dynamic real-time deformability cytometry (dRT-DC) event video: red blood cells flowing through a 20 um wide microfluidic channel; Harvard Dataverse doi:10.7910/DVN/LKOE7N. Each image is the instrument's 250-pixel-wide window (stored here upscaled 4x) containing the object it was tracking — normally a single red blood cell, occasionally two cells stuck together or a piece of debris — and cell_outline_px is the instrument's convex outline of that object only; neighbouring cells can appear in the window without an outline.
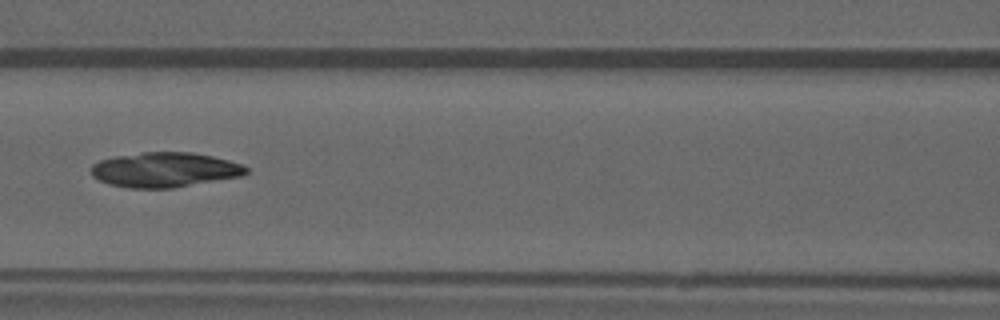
{"species": "common noctule bat (a hibernating species)", "species_latin": "Nyctalus noctula", "temperature_condition": "warm", "stored_images_in_passage": 7, "camera_frame_rate_fps": 3000, "um_per_image_px": 0.085, "animal": {"sex": "male", "forearm_length_mm": 52.5}, "frame": {"image": 1, "passage_image": 6, "time_ms": 6.0, "image_size_px": [1000, 320], "cell_outline_px": [[248, 172], [244, 176], [172, 188], [128, 188], [108, 184], [92, 176], [92, 164], [100, 160], [116, 156], [144, 152], [192, 152], [212, 156], [244, 164], [248, 168]], "centroid_in_image_um": [14.04, 14.43], "position_along_channel_um": 152.6, "area_um2": 31.62}}